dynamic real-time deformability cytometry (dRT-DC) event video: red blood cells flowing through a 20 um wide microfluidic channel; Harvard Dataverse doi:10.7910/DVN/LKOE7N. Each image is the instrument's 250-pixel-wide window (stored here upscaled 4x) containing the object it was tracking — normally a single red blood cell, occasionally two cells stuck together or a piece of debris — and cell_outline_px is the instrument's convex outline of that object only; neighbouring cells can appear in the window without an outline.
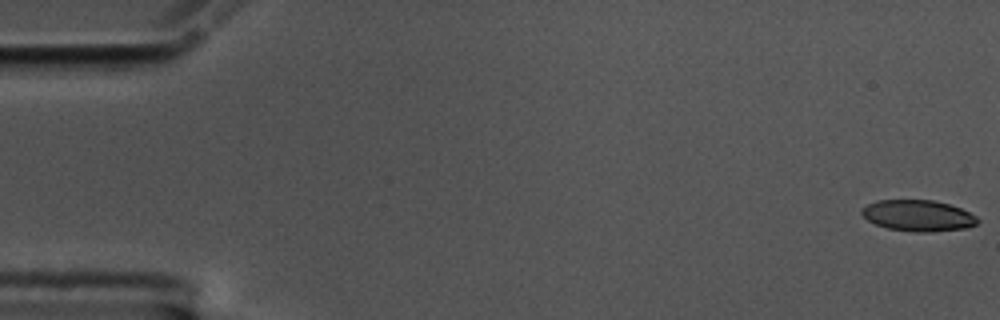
{"species": "common noctule bat (a hibernating species)", "species_latin": "Nyctalus noctula", "temperature_condition": "cold", "stored_images_in_passage": 54, "camera_frame_rate_fps": 3000, "um_per_image_px": 0.085, "animal": {"sex": "male", "body_mass_g": 17.5, "forearm_length_mm": 52.3}, "frame": {"image": 1, "passage_image": 1, "time_ms": 0.0, "image_size_px": [1000, 320], "cell_outline_px": [[980, 220], [976, 224], [968, 228], [932, 232], [916, 232], [888, 228], [876, 224], [868, 220], [860, 212], [868, 204], [876, 200], [932, 200], [948, 204], [960, 208], [976, 216]], "centroid_in_image_um": [78.06, 18.33], "position_along_channel_um": 6.9, "area_um2": 20.92}}
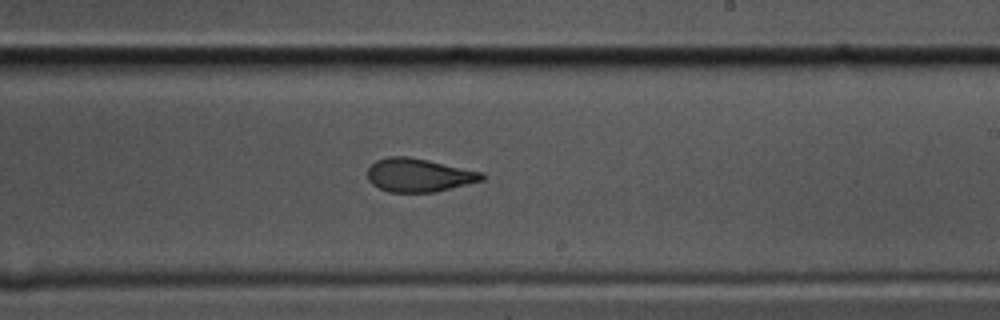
{"frame": {"image": 2, "passage_image": 34, "time_ms": 11.0, "image_size_px": [1000, 320], "cell_outline_px": [[484, 180], [436, 192], [388, 192], [372, 184], [368, 180], [368, 168], [376, 160], [388, 156], [408, 156], [428, 160], [484, 172]], "centroid_in_image_um": [35.61, 14.88], "position_along_channel_um": 253.4, "area_um2": 22.37}}
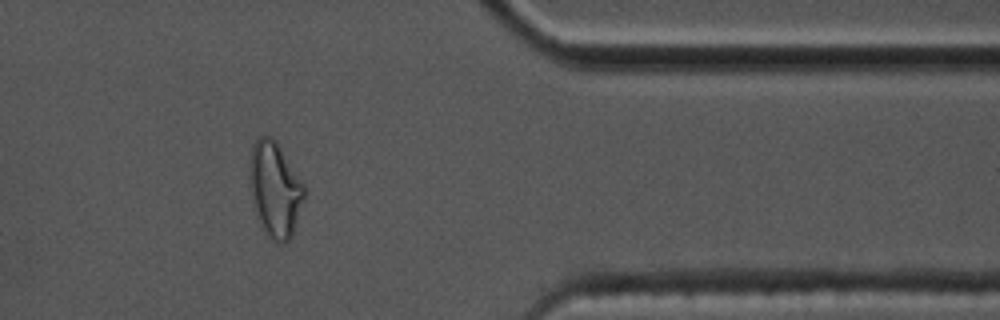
{"frame": {"image": 3, "passage_image": 47, "time_ms": 15.333, "image_size_px": [1000, 320], "cell_outline_px": [[304, 200], [292, 236], [284, 244], [280, 244], [268, 236], [260, 220], [252, 196], [248, 176], [252, 144], [260, 136], [272, 136], [276, 140], [304, 184]], "centroid_in_image_um": [23.38, 16.06], "position_along_channel_um": 388.0, "area_um2": 29.94}, "authors_computed_cell_mechanics": {"area_um2": 22.7732, "velocity_mm_per_s": 3.533, "shape_relaxation_time_tau1_ms": null, "shape_relaxation_time_tau2_ms": 1.3292, "deformation_change_tau1": null, "deformation_change_tau2": 0.0668}}